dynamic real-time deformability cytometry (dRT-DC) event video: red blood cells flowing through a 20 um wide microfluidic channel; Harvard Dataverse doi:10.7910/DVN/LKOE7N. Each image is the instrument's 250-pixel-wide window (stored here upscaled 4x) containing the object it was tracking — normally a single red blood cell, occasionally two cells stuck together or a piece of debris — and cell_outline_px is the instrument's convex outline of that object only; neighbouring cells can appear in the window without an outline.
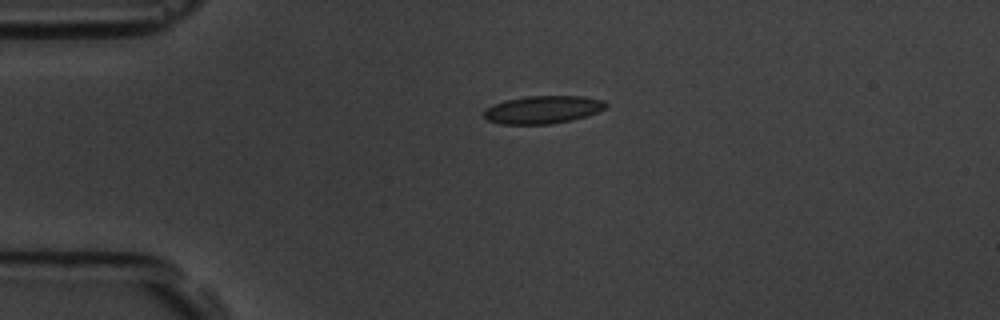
{"species": "common noctule bat (a hibernating species)", "species_latin": "Nyctalus noctula", "temperature_condition": "room temperature", "stored_images_in_passage": 3, "camera_frame_rate_fps": 3000, "um_per_image_px": 0.085, "animal": {"sex": "male", "body_mass_g": 19.5, "forearm_length_mm": 54.6}, "frame": {"image": 1, "passage_image": 1, "time_ms": 0.0, "image_size_px": [1000, 320], "cell_outline_px": [[608, 104], [604, 108], [588, 116], [572, 120], [548, 124], [500, 124], [488, 120], [484, 116], [484, 112], [488, 108], [504, 100], [524, 96], [584, 96], [604, 100]], "centroid_in_image_um": [46.17, 9.31], "position_along_channel_um": 38.8, "area_um2": 19.71}}
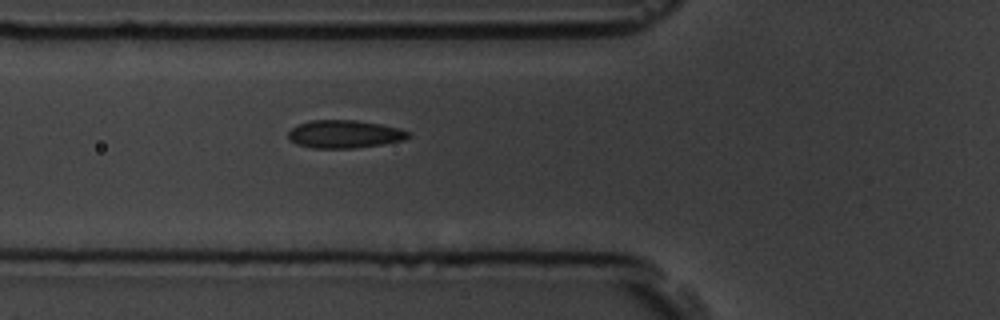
{"frame": {"image": 2, "passage_image": 3, "time_ms": 2.333, "image_size_px": [1000, 320], "cell_outline_px": [[412, 136], [404, 140], [384, 144], [356, 148], [312, 148], [296, 144], [288, 140], [288, 132], [292, 128], [308, 120], [356, 120], [380, 124], [400, 128], [408, 132]], "centroid_in_image_um": [29.28, 11.4], "position_along_channel_um": 96.5, "area_um2": 19.71}}